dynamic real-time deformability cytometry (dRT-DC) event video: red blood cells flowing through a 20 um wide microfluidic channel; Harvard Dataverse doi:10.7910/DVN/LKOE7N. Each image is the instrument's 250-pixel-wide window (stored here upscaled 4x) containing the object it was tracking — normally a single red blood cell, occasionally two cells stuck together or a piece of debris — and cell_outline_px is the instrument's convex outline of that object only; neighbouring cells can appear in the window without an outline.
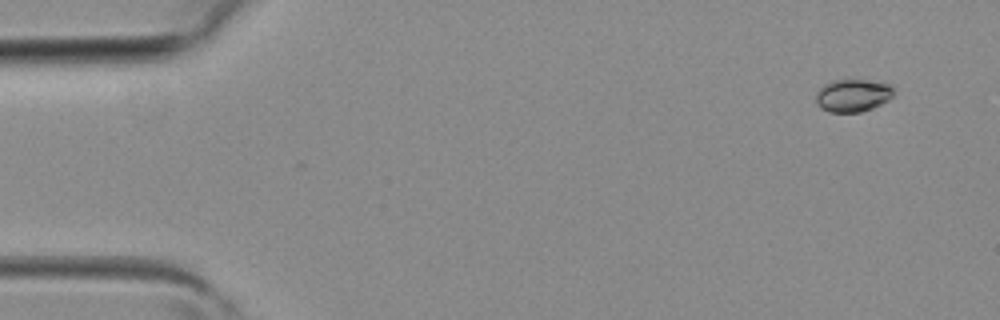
{"species": "common noctule bat (a hibernating species)", "species_latin": "Nyctalus noctula", "temperature_condition": "room temperature", "stored_images_in_passage": 4, "camera_frame_rate_fps": 3000, "um_per_image_px": 0.085, "animal": {"sex": "female", "body_mass_g": 19.3, "forearm_length_mm": 54.1}, "frame": {"image": 1, "passage_image": 1, "time_ms": 0.0, "image_size_px": [1000, 320], "cell_outline_px": [[892, 96], [888, 100], [872, 108], [860, 112], [828, 112], [820, 108], [816, 104], [816, 92], [824, 84], [832, 80], [864, 80], [892, 84]], "centroid_in_image_um": [72.45, 8.11], "position_along_channel_um": 12.6, "area_um2": 14.8}}
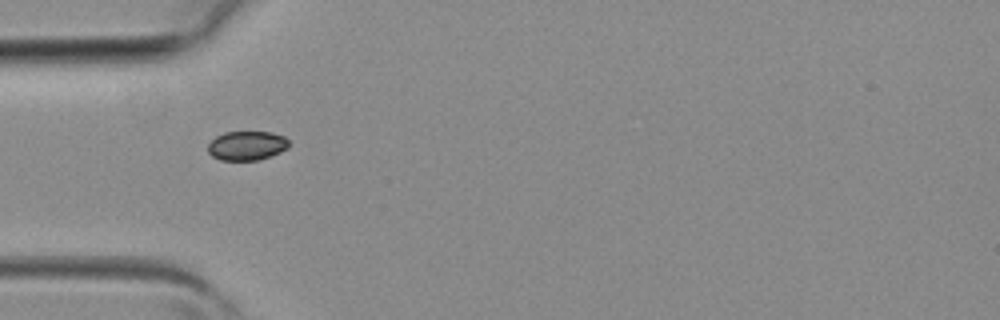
{"frame": {"image": 2, "passage_image": 4, "time_ms": 1.0, "image_size_px": [1000, 320], "cell_outline_px": [[288, 148], [280, 152], [256, 160], [220, 160], [212, 156], [208, 152], [208, 144], [216, 136], [224, 132], [272, 132], [284, 136], [288, 140]], "centroid_in_image_um": [20.96, 12.37], "position_along_channel_um": 64.0, "area_um2": 13.7}}